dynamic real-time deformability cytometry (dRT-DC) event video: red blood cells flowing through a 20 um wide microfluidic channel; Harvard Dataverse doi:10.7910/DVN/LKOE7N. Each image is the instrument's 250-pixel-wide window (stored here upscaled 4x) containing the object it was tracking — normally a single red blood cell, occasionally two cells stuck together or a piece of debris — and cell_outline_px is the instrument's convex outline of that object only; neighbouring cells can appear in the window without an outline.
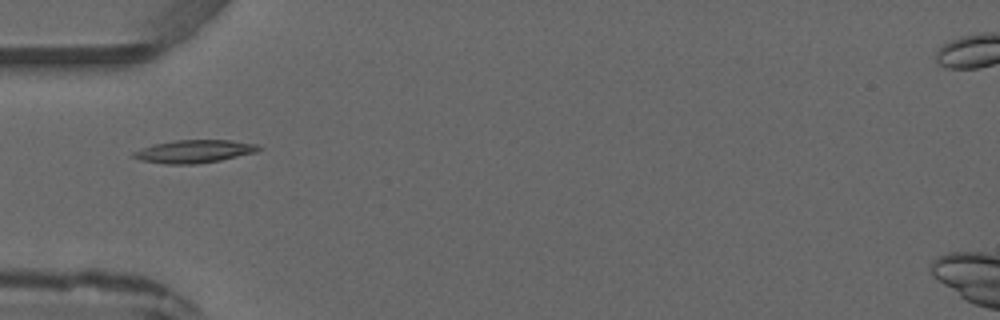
{"species": "common noctule bat (a hibernating species)", "species_latin": "Nyctalus noctula", "temperature_condition": "warm", "stored_images_in_passage": 5, "camera_frame_rate_fps": 3000, "um_per_image_px": 0.085, "animal": {"sex": "male", "forearm_length_mm": 52.5}, "frame": {"image": 1, "passage_image": 4, "time_ms": 4.667, "image_size_px": [1000, 320], "cell_outline_px": [[264, 148], [256, 152], [220, 160], [196, 164], [164, 164], [140, 160], [132, 156], [132, 152], [152, 144], [176, 140], [232, 140], [256, 144]], "centroid_in_image_um": [16.5, 12.86], "position_along_channel_um": 68.5, "area_um2": 16.76}}
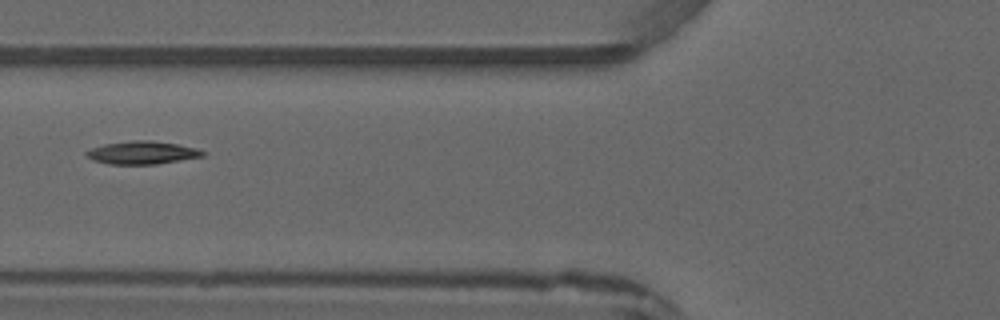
{"frame": {"image": 2, "passage_image": 5, "time_ms": 5.667, "image_size_px": [1000, 320], "cell_outline_px": [[208, 152], [204, 156], [156, 164], [108, 164], [92, 160], [84, 152], [92, 148], [104, 144], [132, 140], [152, 140], [176, 144], [196, 148]], "centroid_in_image_um": [12.1, 12.97], "position_along_channel_um": 113.7, "area_um2": 15.55}}